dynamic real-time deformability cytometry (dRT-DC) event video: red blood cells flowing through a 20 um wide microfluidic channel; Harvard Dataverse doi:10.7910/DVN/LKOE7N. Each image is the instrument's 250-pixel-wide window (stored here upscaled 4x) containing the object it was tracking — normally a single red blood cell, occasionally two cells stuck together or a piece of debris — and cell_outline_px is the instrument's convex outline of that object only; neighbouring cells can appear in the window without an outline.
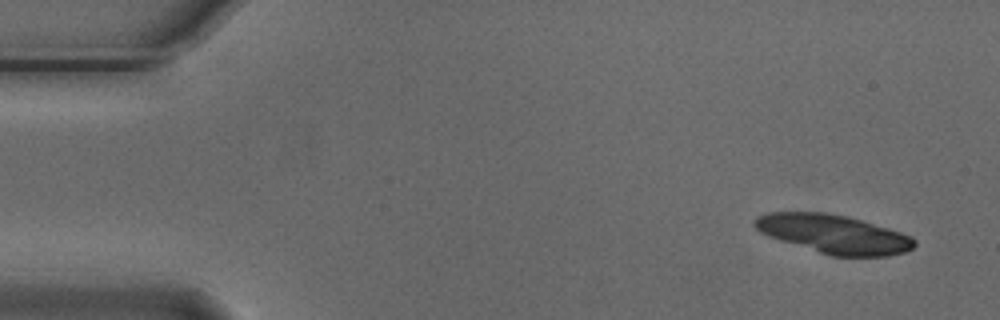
{"species": "Egyptian fruit bat (a non-hibernating species)", "species_latin": "Rousettus aegyptiacus", "temperature_condition": "cold", "stored_images_in_passage": 3, "segment_of_instrument_passage": [2, 2], "camera_frame_rate_fps": 3000, "um_per_image_px": 0.085, "animal": {"sex": "male"}, "frame": {"image": 1, "passage_image": 3, "time_ms": 0.667, "image_size_px": [1000, 320], "cell_outline_px": [[916, 244], [912, 248], [904, 252], [888, 256], [832, 256], [780, 240], [768, 236], [760, 232], [752, 224], [752, 220], [756, 216], [768, 212], [828, 212], [848, 216], [888, 228], [912, 236], [916, 240]], "centroid_in_image_um": [70.84, 19.88], "position_along_channel_um": 14.2, "area_um2": 36.07}}